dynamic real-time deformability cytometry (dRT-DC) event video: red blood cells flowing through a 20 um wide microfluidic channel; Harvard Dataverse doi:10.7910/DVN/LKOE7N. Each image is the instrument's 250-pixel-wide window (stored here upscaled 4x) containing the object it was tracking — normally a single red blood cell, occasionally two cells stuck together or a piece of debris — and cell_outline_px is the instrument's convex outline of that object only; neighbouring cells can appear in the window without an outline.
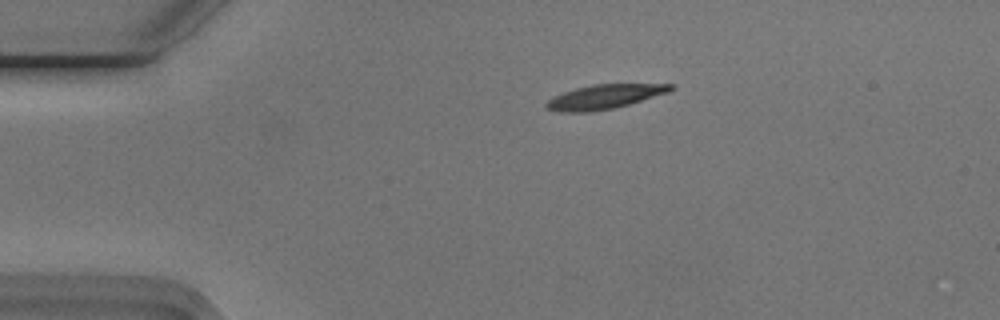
{"species": "Egyptian fruit bat (a non-hibernating species)", "species_latin": "Rousettus aegyptiacus", "temperature_condition": "cold", "stored_images_in_passage": 45, "camera_frame_rate_fps": 3000, "um_per_image_px": 0.085, "animal": {"sex": "male"}, "frame": {"image": 1, "passage_image": 1, "time_ms": 0.0, "image_size_px": [1000, 320], "cell_outline_px": [[676, 88], [668, 92], [628, 104], [612, 108], [588, 112], [560, 112], [548, 108], [544, 104], [552, 96], [576, 88], [592, 84], [676, 84]], "centroid_in_image_um": [51.37, 8.21], "position_along_channel_um": 33.6, "area_um2": 17.46}}
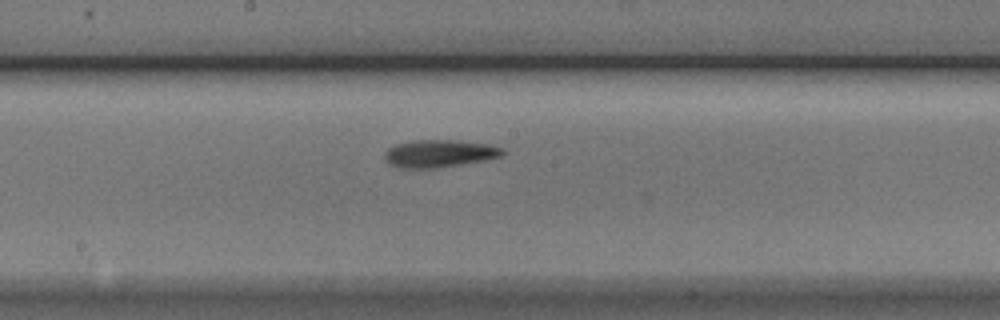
{"frame": {"image": 2, "passage_image": 19, "time_ms": 6.0, "image_size_px": [1000, 320], "cell_outline_px": [[504, 152], [500, 156], [484, 160], [460, 164], [432, 168], [400, 168], [388, 164], [384, 156], [384, 152], [388, 148], [396, 144], [412, 140], [456, 140], [488, 144], [504, 148]], "centroid_in_image_um": [37.3, 13.04], "position_along_channel_um": 210.9, "area_um2": 18.84}}
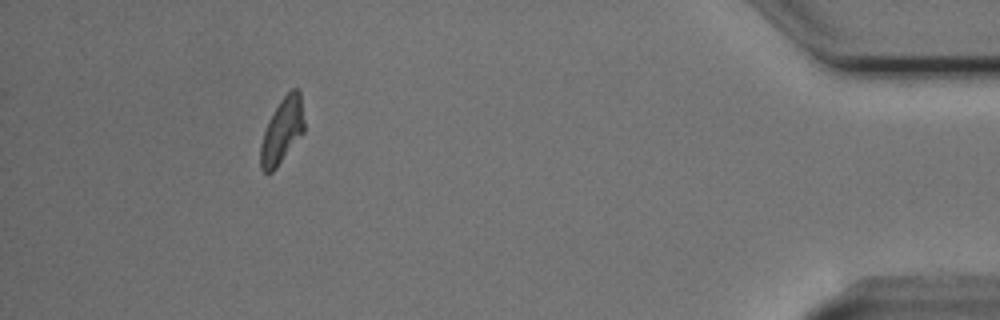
{"frame": {"image": 3, "passage_image": 40, "time_ms": 13.0, "image_size_px": [1000, 320], "cell_outline_px": [[304, 132], [276, 168], [272, 172], [264, 172], [260, 168], [260, 144], [264, 132], [280, 100], [292, 88], [296, 88], [300, 92], [304, 120]], "centroid_in_image_um": [23.98, 11.14], "position_along_channel_um": 411.2, "area_um2": 16.36}, "authors_computed_cell_mechanics": {"area_um2": 17.629, "velocity_mm_per_s": 3.7333, "shape_relaxation_time_tau1_ms": 3.6225, "shape_relaxation_time_tau2_ms": 5.6847, "deformation_change_tau1": 0.1657, "deformation_change_tau2": 0.1435}}